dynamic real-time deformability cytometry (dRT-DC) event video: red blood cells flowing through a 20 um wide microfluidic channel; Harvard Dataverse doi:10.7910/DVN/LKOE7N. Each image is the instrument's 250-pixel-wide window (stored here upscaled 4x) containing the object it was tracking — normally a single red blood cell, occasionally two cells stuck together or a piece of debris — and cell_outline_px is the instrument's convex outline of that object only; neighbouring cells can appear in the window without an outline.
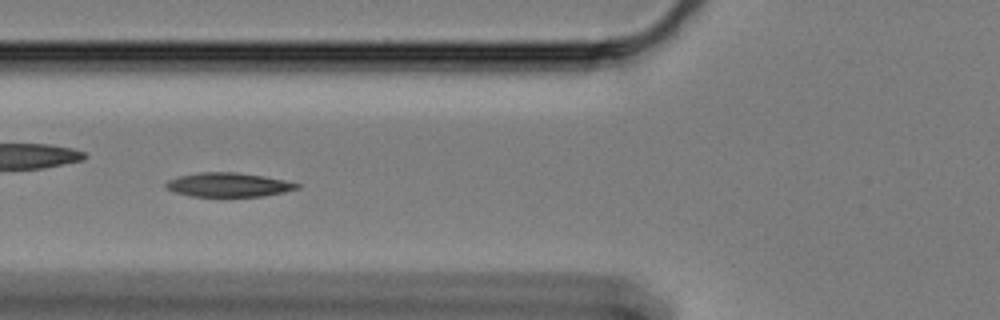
{"species": "Egyptian fruit bat (a non-hibernating species)", "species_latin": "Rousettus aegyptiacus", "temperature_condition": "cold", "stored_images_in_passage": 45, "camera_frame_rate_fps": 3000, "um_per_image_px": 0.085, "animal": {"sex": "female"}, "frame": {"image": 1, "passage_image": 7, "time_ms": 2.0, "image_size_px": [1000, 320], "cell_outline_px": [[300, 188], [284, 192], [264, 196], [188, 196], [164, 188], [164, 184], [168, 180], [180, 176], [200, 172], [236, 172], [264, 176], [284, 180], [300, 184]], "centroid_in_image_um": [19.41, 15.7], "position_along_channel_um": 106.4, "area_um2": 18.38}}
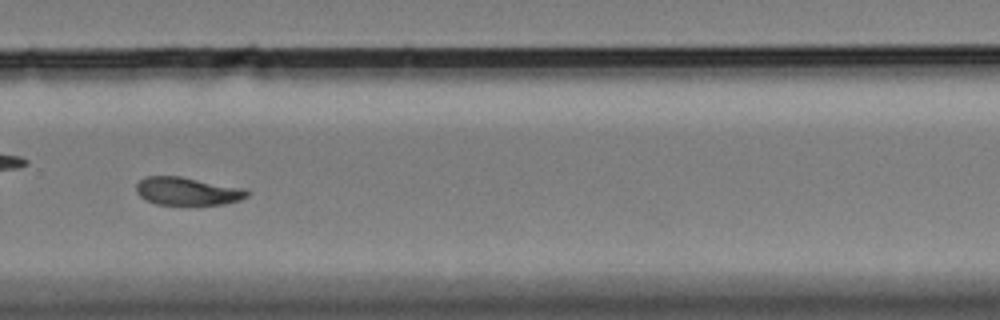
{"frame": {"image": 2, "passage_image": 26, "time_ms": 8.333, "image_size_px": [1000, 320], "cell_outline_px": [[248, 196], [240, 200], [224, 204], [188, 208], [156, 204], [144, 200], [136, 192], [136, 184], [144, 176], [180, 176], [248, 188]], "centroid_in_image_um": [15.95, 16.3], "position_along_channel_um": 313.9, "area_um2": 19.25}}
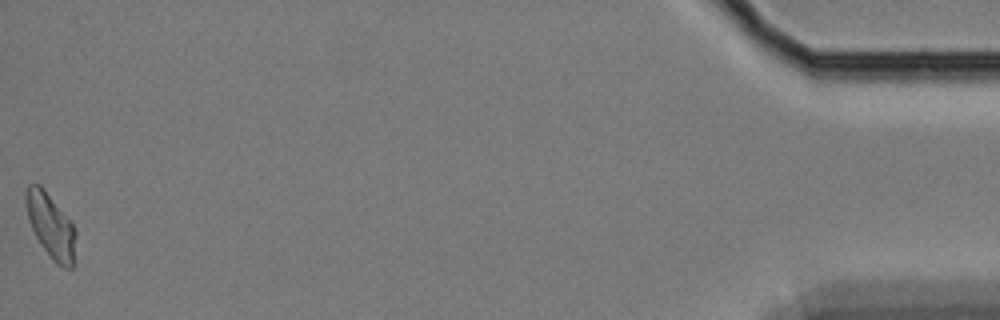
{"frame": {"image": 3, "passage_image": 45, "time_ms": 14.667, "image_size_px": [1000, 320], "cell_outline_px": [[76, 232], [72, 268], [64, 268], [56, 264], [40, 244], [32, 228], [28, 216], [24, 200], [24, 192], [28, 184], [40, 184], [44, 188], [72, 224]], "centroid_in_image_um": [4.28, 19.17], "position_along_channel_um": 430.9, "area_um2": 18.5}, "authors_computed_cell_mechanics": {"area_um2": 18.6116, "velocity_mm_per_s": 3.2764, "shape_relaxation_time_tau1_ms": 6.3508, "shape_relaxation_time_tau2_ms": null, "deformation_change_tau1": 0.1335, "deformation_change_tau2": null}}